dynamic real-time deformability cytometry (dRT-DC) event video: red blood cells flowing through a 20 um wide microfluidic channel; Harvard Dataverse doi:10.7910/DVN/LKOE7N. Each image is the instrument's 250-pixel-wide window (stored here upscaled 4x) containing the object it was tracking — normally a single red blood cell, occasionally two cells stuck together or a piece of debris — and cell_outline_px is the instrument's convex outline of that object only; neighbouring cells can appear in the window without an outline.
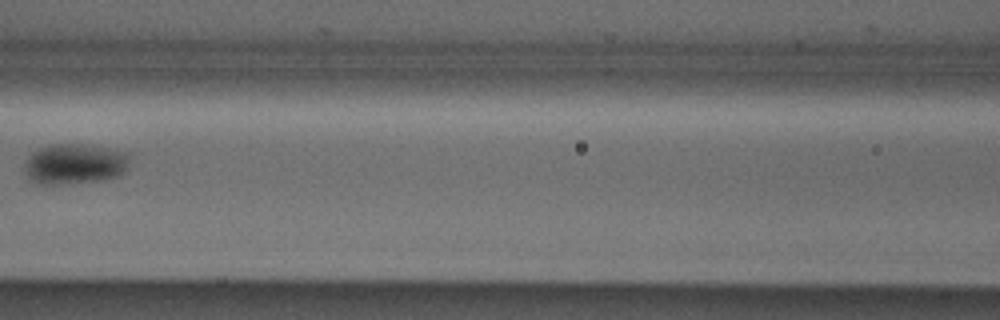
{"species": "Egyptian fruit bat (a non-hibernating species)", "species_latin": "Rousettus aegyptiacus", "temperature_condition": "cold", "stored_images_in_passage": 5, "camera_frame_rate_fps": 3000, "um_per_image_px": 0.085, "animal": {"sex": "male"}, "frame": {"image": 1, "passage_image": 4, "time_ms": 1.0, "image_size_px": [1000, 320], "cell_outline_px": [[128, 168], [120, 176], [104, 180], [72, 184], [36, 184], [28, 180], [24, 172], [24, 168], [32, 152], [48, 144], [84, 144], [120, 152], [128, 156]], "centroid_in_image_um": [6.29, 13.97], "position_along_channel_um": 160.3, "area_um2": 24.85}}
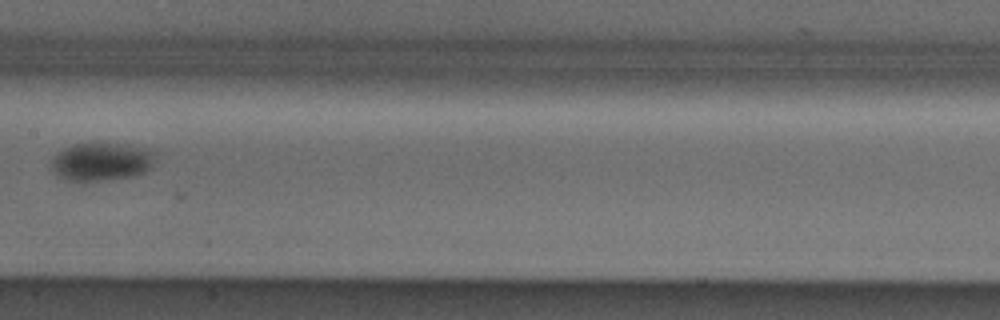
{"frame": {"image": 2, "passage_image": 5, "time_ms": 1.333, "image_size_px": [1000, 320], "cell_outline_px": [[160, 152], [152, 164], [144, 172], [132, 176], [80, 184], [68, 180], [52, 172], [48, 164], [52, 156], [56, 152], [72, 144], [96, 140], [152, 148]], "centroid_in_image_um": [8.59, 13.71], "position_along_channel_um": 198.8, "area_um2": 24.8}}